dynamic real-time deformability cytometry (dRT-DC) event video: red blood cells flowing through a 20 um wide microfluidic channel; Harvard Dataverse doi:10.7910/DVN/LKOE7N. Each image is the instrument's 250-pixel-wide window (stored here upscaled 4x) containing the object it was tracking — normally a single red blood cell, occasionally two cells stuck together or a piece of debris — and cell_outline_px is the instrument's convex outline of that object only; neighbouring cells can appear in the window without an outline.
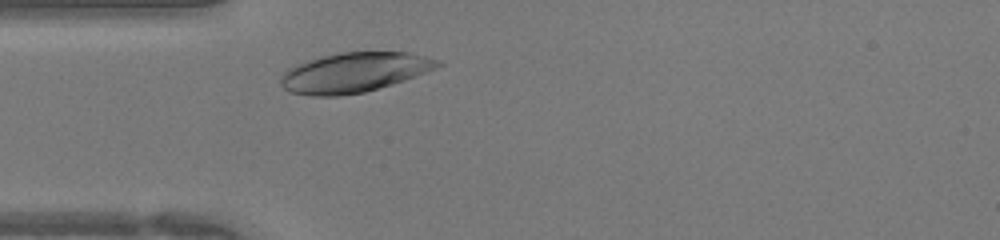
{"species": "human", "species_latin": "Homo sapiens", "temperature_condition": "warm", "stored_images_in_passage": 26, "camera_frame_rate_fps": 3000, "um_per_image_px": 0.085, "donor": {"sex": "female"}, "frame": {"image": 1, "passage_image": 3, "time_ms": 0.667, "image_size_px": [1000, 240], "cell_outline_px": [[444, 64], [436, 68], [404, 80], [392, 84], [364, 92], [340, 96], [312, 96], [288, 92], [280, 84], [280, 76], [288, 68], [296, 64], [308, 60], [336, 52], [408, 52], [440, 60]], "centroid_in_image_um": [30.07, 6.16], "position_along_channel_um": 54.9, "area_um2": 36.47}}
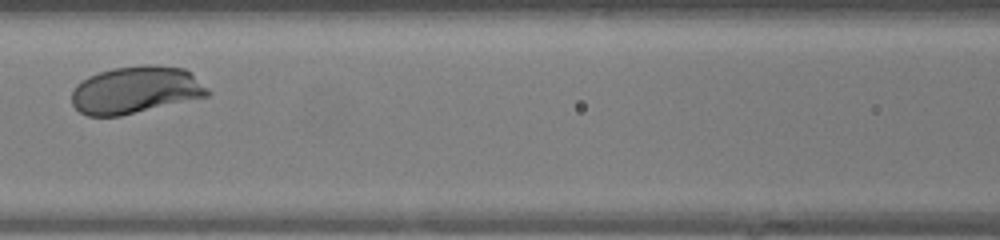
{"frame": {"image": 2, "passage_image": 10, "time_ms": 3.0, "image_size_px": [1000, 240], "cell_outline_px": [[212, 92], [208, 96], [120, 116], [88, 116], [80, 112], [72, 104], [72, 92], [76, 84], [88, 76], [112, 68], [148, 64], [152, 64], [184, 68], [192, 72]], "centroid_in_image_um": [11.55, 7.63], "position_along_channel_um": 155.0, "area_um2": 37.63}}
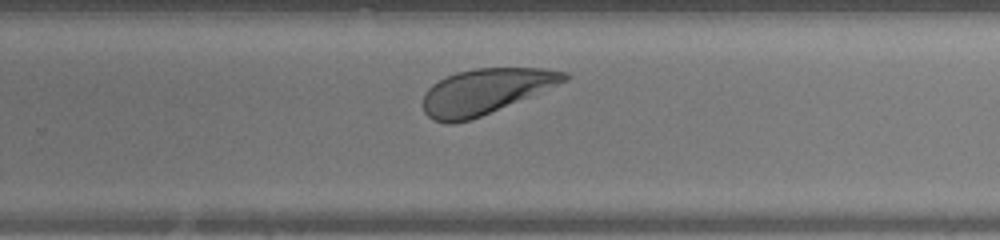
{"frame": {"image": 3, "passage_image": 19, "time_ms": 6.0, "image_size_px": [1000, 240], "cell_outline_px": [[572, 76], [568, 80], [472, 120], [452, 124], [448, 124], [432, 120], [424, 112], [424, 92], [432, 84], [456, 72], [476, 68], [544, 68], [568, 72]], "centroid_in_image_um": [41.25, 7.77], "position_along_channel_um": 288.5, "area_um2": 37.22}}